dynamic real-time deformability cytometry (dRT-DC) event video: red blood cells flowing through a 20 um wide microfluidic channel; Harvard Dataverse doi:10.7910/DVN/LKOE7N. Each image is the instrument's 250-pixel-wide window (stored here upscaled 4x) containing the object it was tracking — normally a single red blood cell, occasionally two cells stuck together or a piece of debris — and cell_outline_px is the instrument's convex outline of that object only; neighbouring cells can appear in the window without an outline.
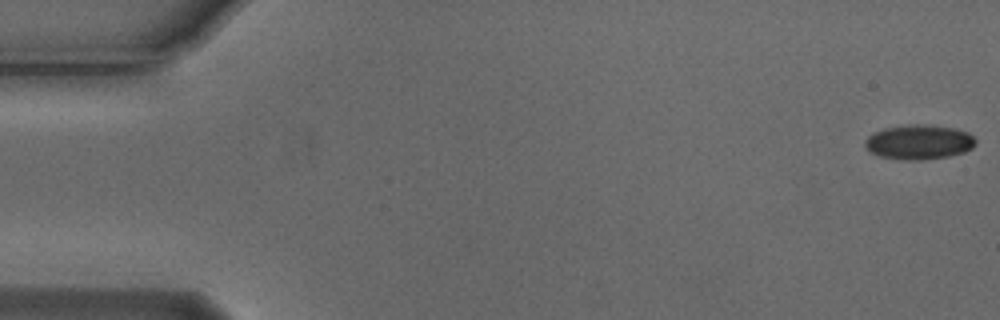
{"species": "Egyptian fruit bat (a non-hibernating species)", "species_latin": "Rousettus aegyptiacus", "temperature_condition": "cold", "stored_images_in_passage": 54, "camera_frame_rate_fps": 3000, "um_per_image_px": 0.085, "animal": {"sex": "male"}, "frame": {"image": 1, "passage_image": 1, "time_ms": 0.0, "image_size_px": [1000, 320], "cell_outline_px": [[976, 144], [972, 148], [964, 152], [948, 156], [920, 160], [904, 160], [880, 156], [872, 152], [864, 144], [868, 136], [884, 128], [916, 124], [920, 124], [952, 128], [968, 132], [976, 140]], "centroid_in_image_um": [78.14, 12.08], "position_along_channel_um": 6.9, "area_um2": 21.96}}
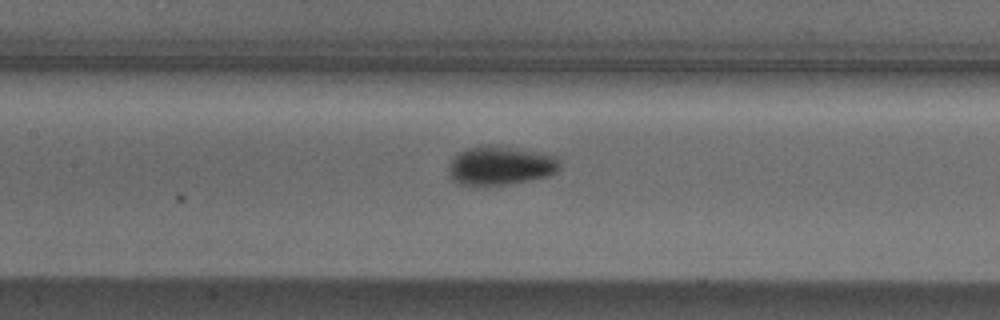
{"frame": {"image": 2, "passage_image": 25, "time_ms": 8.0, "image_size_px": [1000, 320], "cell_outline_px": [[560, 168], [556, 172], [548, 176], [508, 184], [460, 184], [452, 180], [448, 172], [448, 164], [464, 148], [480, 144], [488, 144], [560, 156]], "centroid_in_image_um": [42.54, 14.05], "position_along_channel_um": 164.9, "area_um2": 25.14}}
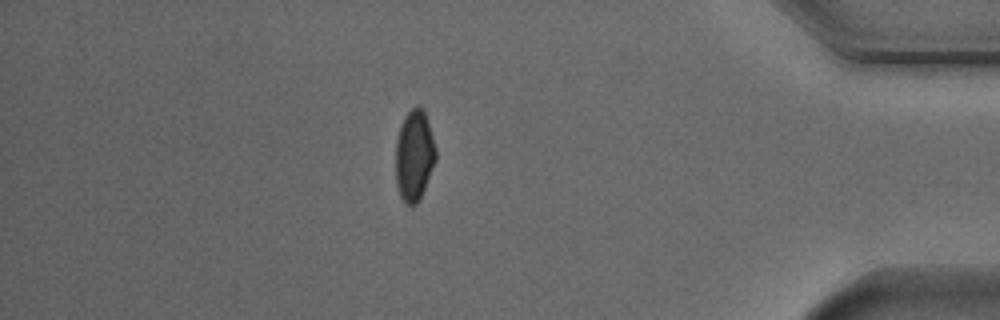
{"frame": {"image": 3, "passage_image": 47, "time_ms": 15.333, "image_size_px": [1000, 320], "cell_outline_px": [[436, 160], [424, 188], [416, 204], [412, 208], [404, 204], [400, 196], [396, 184], [396, 140], [404, 116], [412, 108], [424, 108], [428, 120], [436, 148]], "centroid_in_image_um": [35.21, 13.24], "position_along_channel_um": 400.0, "area_um2": 21.27}, "authors_computed_cell_mechanics": {"area_um2": 22.4842, "velocity_mm_per_s": 3.7695, "shape_relaxation_time_tau1_ms": 3.2535, "shape_relaxation_time_tau2_ms": null, "deformation_change_tau1": 0.0721, "deformation_change_tau2": null}}